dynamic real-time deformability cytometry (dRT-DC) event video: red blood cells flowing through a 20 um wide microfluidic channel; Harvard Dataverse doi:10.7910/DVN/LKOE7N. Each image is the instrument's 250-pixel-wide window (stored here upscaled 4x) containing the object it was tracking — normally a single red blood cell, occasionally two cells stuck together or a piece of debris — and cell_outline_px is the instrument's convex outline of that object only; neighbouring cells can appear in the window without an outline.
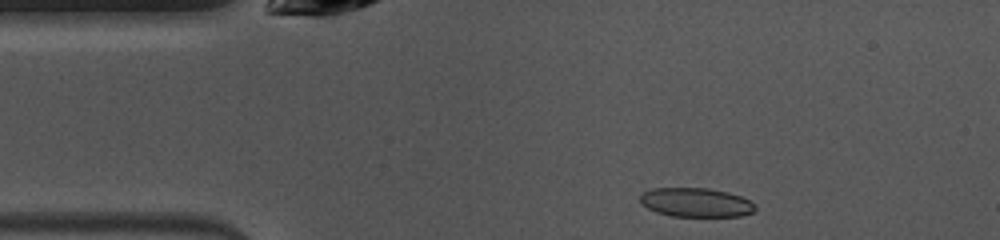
{"species": "common noctule bat (a hibernating species)", "species_latin": "Nyctalus noctula", "temperature_condition": "warm", "stored_images_in_passage": 42, "camera_frame_rate_fps": 3000, "um_per_image_px": 0.085, "animal": {"sex": "female", "body_mass_g": 10.0, "forearm_length_mm": 53.1}, "frame": {"image": 1, "passage_image": 1, "time_ms": 0.0, "image_size_px": [1000, 240], "cell_outline_px": [[756, 208], [752, 212], [740, 216], [672, 216], [656, 212], [648, 208], [640, 200], [640, 196], [644, 192], [652, 188], [708, 188], [728, 192], [752, 200], [756, 204]], "centroid_in_image_um": [59.2, 17.2], "position_along_channel_um": 25.8, "area_um2": 19.48}}
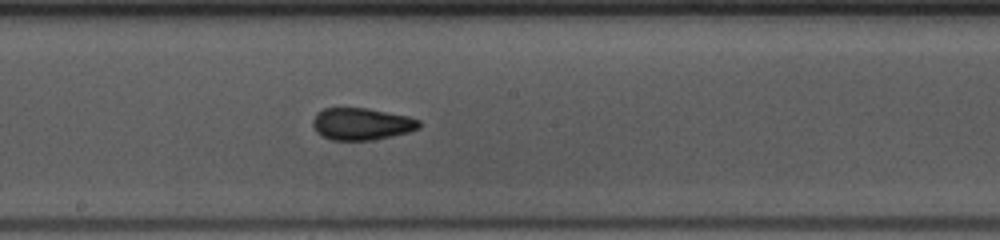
{"frame": {"image": 2, "passage_image": 18, "time_ms": 5.667, "image_size_px": [1000, 240], "cell_outline_px": [[420, 128], [408, 132], [392, 136], [372, 140], [332, 140], [316, 132], [312, 124], [312, 120], [316, 112], [324, 108], [368, 108], [408, 116], [420, 120]], "centroid_in_image_um": [30.72, 10.53], "position_along_channel_um": 217.5, "area_um2": 19.94}}
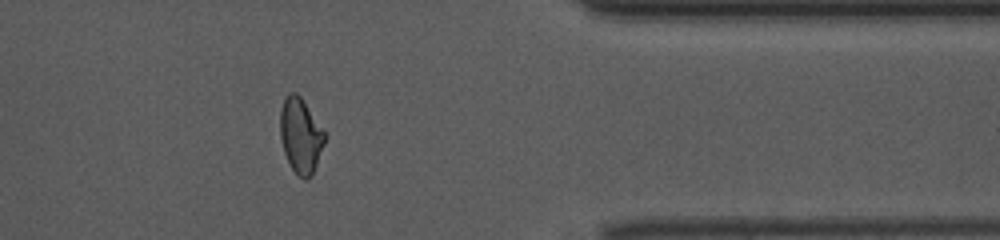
{"frame": {"image": 3, "passage_image": 32, "time_ms": 10.333, "image_size_px": [1000, 240], "cell_outline_px": [[324, 144], [312, 176], [308, 180], [304, 180], [292, 168], [284, 152], [280, 136], [280, 108], [288, 92], [296, 92], [300, 96], [324, 132]], "centroid_in_image_um": [25.53, 11.53], "position_along_channel_um": 385.9, "area_um2": 19.13}, "authors_computed_cell_mechanics": {"area_um2": 19.5942, "velocity_mm_per_s": 4.0571, "shape_relaxation_time_tau1_ms": 8.61, "shape_relaxation_time_tau2_ms": 1.6885, "deformation_change_tau1": 0.1909, "deformation_change_tau2": 0.0629}}